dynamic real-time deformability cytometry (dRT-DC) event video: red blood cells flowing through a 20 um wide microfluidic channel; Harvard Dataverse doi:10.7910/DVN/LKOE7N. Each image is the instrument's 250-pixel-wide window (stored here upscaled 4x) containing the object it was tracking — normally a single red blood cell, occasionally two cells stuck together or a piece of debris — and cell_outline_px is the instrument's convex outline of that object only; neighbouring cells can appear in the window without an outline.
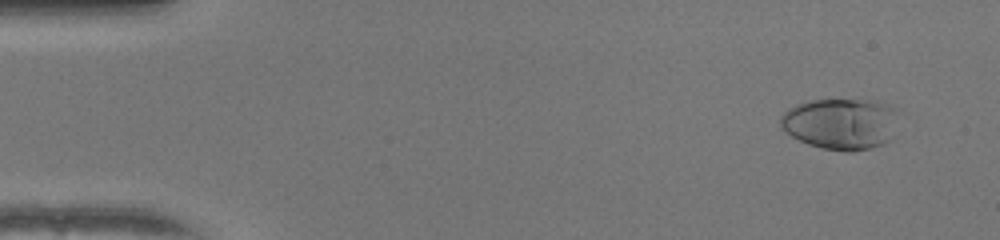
{"species": "human", "species_latin": "Homo sapiens", "temperature_condition": "warm", "stored_images_in_passage": 52, "camera_frame_rate_fps": 3000, "um_per_image_px": 0.085, "donor": {"sex": "female"}, "frame": {"image": 1, "passage_image": 4, "time_ms": 1.0, "image_size_px": [1000, 240], "cell_outline_px": [[900, 108], [888, 140], [884, 144], [872, 148], [852, 152], [844, 152], [824, 148], [808, 144], [792, 136], [780, 128], [780, 116], [788, 108], [796, 104], [812, 100], [880, 100], [892, 104]], "centroid_in_image_um": [71.48, 10.5], "position_along_channel_um": 13.5, "area_um2": 35.66}}
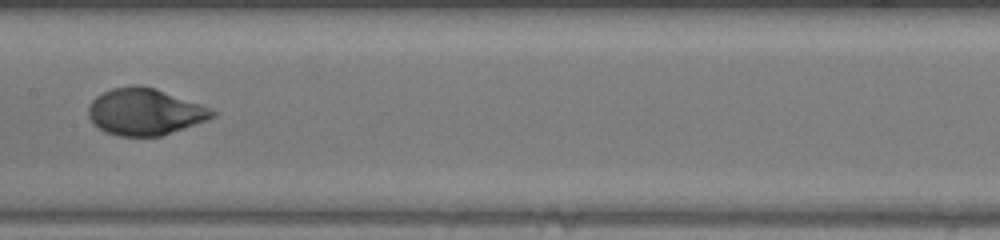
{"frame": {"image": 2, "passage_image": 27, "time_ms": 8.667, "image_size_px": [1000, 240], "cell_outline_px": [[220, 112], [216, 116], [208, 120], [160, 136], [116, 136], [104, 132], [88, 116], [88, 108], [92, 100], [96, 96], [112, 88], [136, 84], [140, 84], [212, 108]], "centroid_in_image_um": [12.33, 9.51], "position_along_channel_um": 195.1, "area_um2": 33.58}}
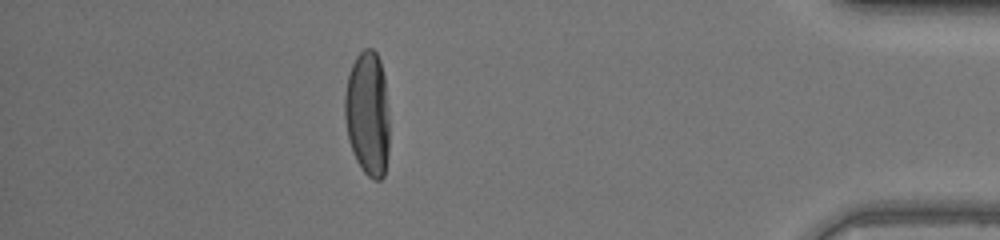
{"frame": {"image": 3, "passage_image": 46, "time_ms": 15.0, "image_size_px": [1000, 240], "cell_outline_px": [[388, 152], [384, 176], [380, 180], [372, 180], [364, 172], [356, 160], [352, 152], [348, 140], [344, 116], [344, 96], [348, 76], [352, 64], [356, 56], [364, 48], [372, 48], [376, 52], [380, 60], [384, 76], [388, 120]], "centroid_in_image_um": [31.23, 9.67], "position_along_channel_um": 404.0, "area_um2": 32.6}, "authors_computed_cell_mechanics": {"area_um2": 33.4951, "velocity_mm_per_s": 4.0365, "shape_relaxation_time_tau1_ms": 3.9611, "shape_relaxation_time_tau2_ms": null, "deformation_change_tau1": 0.2382, "deformation_change_tau2": null}}